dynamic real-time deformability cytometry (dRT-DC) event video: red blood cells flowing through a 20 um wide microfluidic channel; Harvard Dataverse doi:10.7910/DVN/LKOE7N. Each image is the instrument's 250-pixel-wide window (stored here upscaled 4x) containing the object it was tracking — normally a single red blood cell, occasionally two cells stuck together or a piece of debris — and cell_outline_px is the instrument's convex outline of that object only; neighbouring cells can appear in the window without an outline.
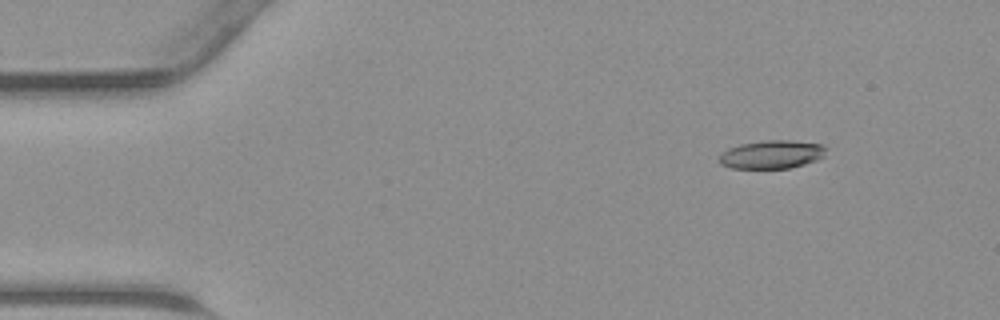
{"species": "common noctule bat (a hibernating species)", "species_latin": "Nyctalus noctula", "temperature_condition": "warm", "stored_images_in_passage": 46, "camera_frame_rate_fps": 3000, "um_per_image_px": 0.085, "animal": {"sex": "male", "body_mass_g": 23.1, "forearm_length_mm": 52.7}, "frame": {"image": 1, "passage_image": 6, "time_ms": 1.667, "image_size_px": [1000, 320], "cell_outline_px": [[828, 148], [824, 156], [816, 160], [804, 164], [788, 168], [732, 168], [720, 164], [720, 152], [728, 148], [740, 144], [764, 140], [792, 140], [824, 144]], "centroid_in_image_um": [65.62, 13.11], "position_along_channel_um": 19.4, "area_um2": 17.8}}
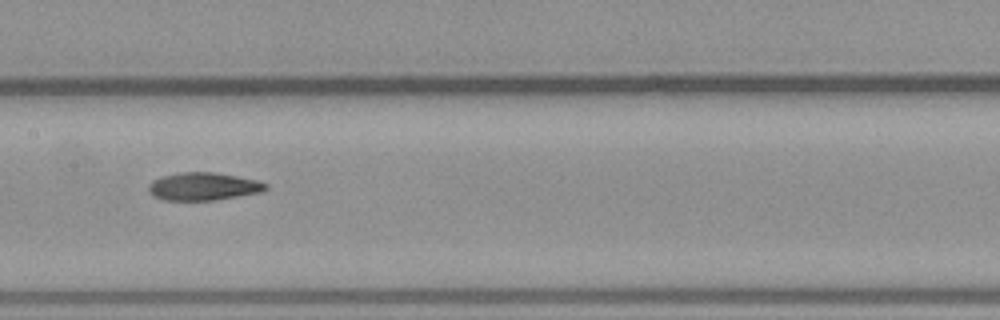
{"frame": {"image": 2, "passage_image": 23, "time_ms": 7.333, "image_size_px": [1000, 320], "cell_outline_px": [[268, 188], [264, 192], [216, 200], [164, 200], [152, 196], [148, 192], [148, 184], [152, 180], [164, 176], [180, 172], [212, 172], [236, 176], [256, 180], [268, 184]], "centroid_in_image_um": [17.28, 15.86], "position_along_channel_um": 190.1, "area_um2": 19.13}}
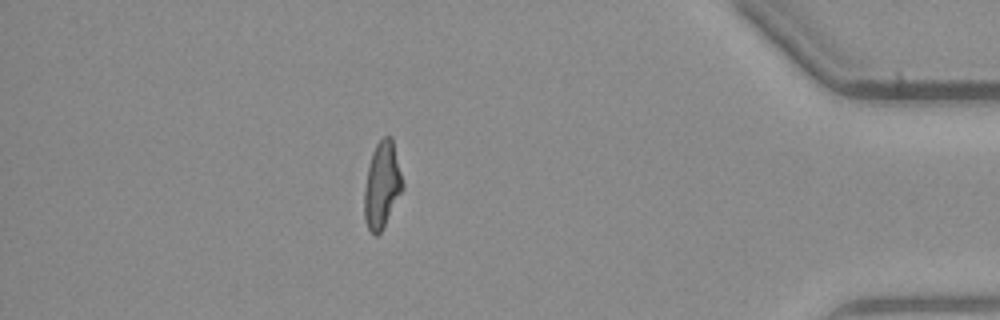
{"frame": {"image": 3, "passage_image": 40, "time_ms": 13.0, "image_size_px": [1000, 320], "cell_outline_px": [[404, 188], [380, 232], [376, 236], [372, 236], [364, 220], [364, 188], [368, 168], [372, 152], [376, 144], [384, 136], [392, 136], [404, 184]], "centroid_in_image_um": [32.47, 15.73], "position_along_channel_um": 402.7, "area_um2": 19.31}}